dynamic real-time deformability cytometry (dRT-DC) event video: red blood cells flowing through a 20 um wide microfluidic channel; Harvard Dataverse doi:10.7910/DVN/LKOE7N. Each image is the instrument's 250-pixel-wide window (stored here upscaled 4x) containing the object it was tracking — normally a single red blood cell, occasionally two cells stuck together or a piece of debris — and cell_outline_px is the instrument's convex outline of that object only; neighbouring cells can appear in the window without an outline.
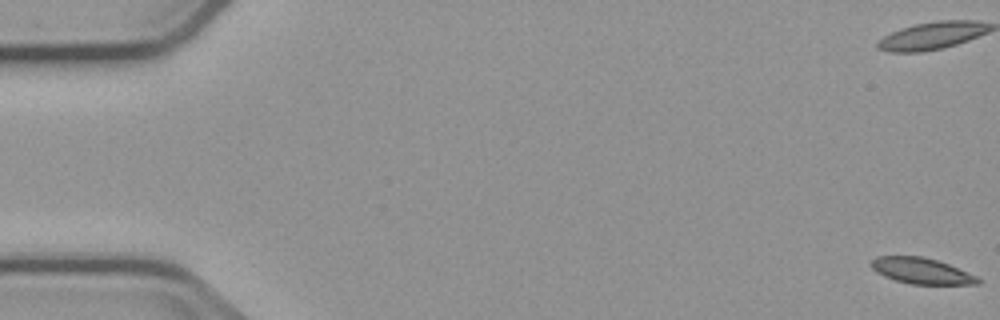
{"species": "common noctule bat (a hibernating species)", "species_latin": "Nyctalus noctula", "temperature_condition": "cold", "stored_images_in_passage": 7, "camera_frame_rate_fps": 3000, "um_per_image_px": 0.085, "animal": {"sex": "male", "body_mass_g": 23.1, "forearm_length_mm": 52.7}, "frame": {"image": 1, "passage_image": 1, "time_ms": 0.0, "image_size_px": [1000, 320], "cell_outline_px": [[980, 284], [912, 284], [896, 280], [884, 276], [876, 272], [868, 264], [876, 256], [920, 256], [936, 260], [948, 264], [976, 276], [980, 280]], "centroid_in_image_um": [78.28, 23.02], "position_along_channel_um": 6.7, "area_um2": 15.95}}
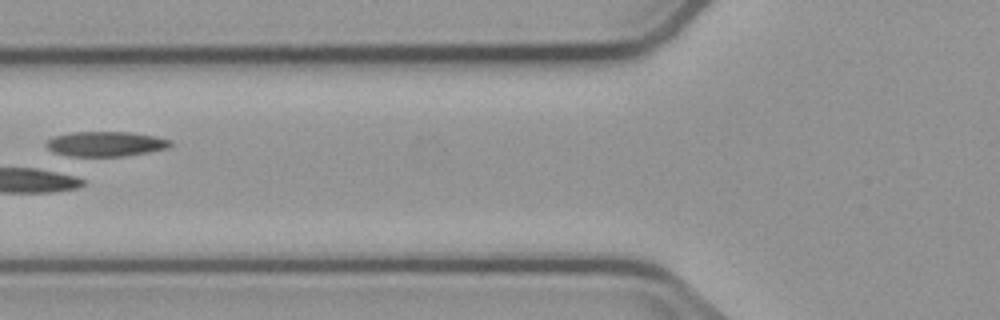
{"frame": {"image": 2, "passage_image": 6, "time_ms": 7.333, "image_size_px": [1000, 320], "cell_outline_px": [[172, 144], [168, 148], [148, 152], [124, 156], [72, 156], [56, 152], [48, 148], [44, 144], [48, 140], [56, 136], [72, 132], [128, 132], [156, 136], [172, 140]], "centroid_in_image_um": [9.03, 12.23], "position_along_channel_um": 116.8, "area_um2": 17.86}}